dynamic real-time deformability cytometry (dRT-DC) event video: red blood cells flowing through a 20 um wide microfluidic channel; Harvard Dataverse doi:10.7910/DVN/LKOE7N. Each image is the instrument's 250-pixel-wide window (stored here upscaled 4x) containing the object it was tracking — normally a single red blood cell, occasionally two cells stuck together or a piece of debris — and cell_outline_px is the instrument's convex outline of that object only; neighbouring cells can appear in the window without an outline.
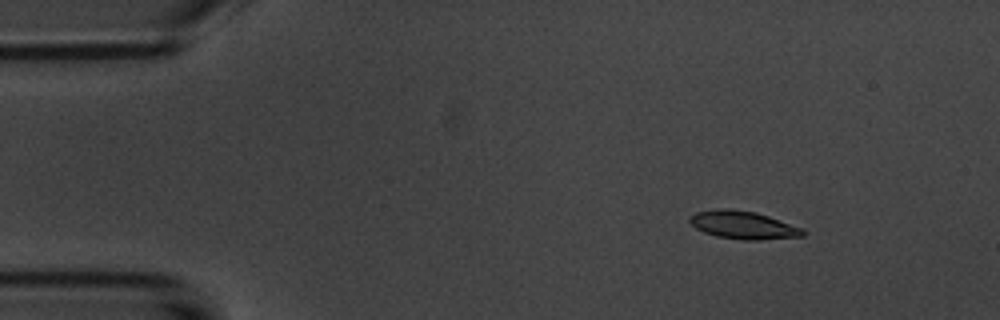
{"species": "common noctule bat (a hibernating species)", "species_latin": "Nyctalus noctula", "temperature_condition": "room temperature", "stored_images_in_passage": 15, "camera_frame_rate_fps": 3000, "um_per_image_px": 0.085, "animal": {"sex": "male", "body_mass_g": 20.1, "forearm_length_mm": 53.5}, "frame": {"image": 1, "passage_image": 6, "time_ms": 1.667, "image_size_px": [1000, 320], "cell_outline_px": [[804, 236], [756, 240], [744, 240], [716, 236], [704, 232], [696, 228], [688, 220], [688, 216], [696, 212], [716, 208], [728, 208], [756, 212], [768, 216], [800, 228], [804, 232]], "centroid_in_image_um": [63.09, 19.11], "position_along_channel_um": 21.9, "area_um2": 18.26}}
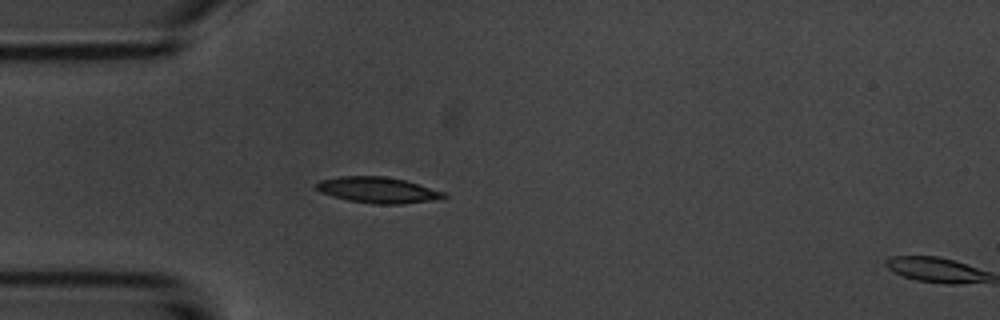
{"frame": {"image": 2, "passage_image": 14, "time_ms": 4.333, "image_size_px": [1000, 320], "cell_outline_px": [[448, 196], [428, 200], [400, 204], [372, 204], [348, 200], [332, 196], [320, 192], [316, 188], [316, 184], [320, 180], [340, 176], [384, 176], [404, 180], [444, 192]], "centroid_in_image_um": [32.05, 16.15], "position_along_channel_um": 53.0, "area_um2": 18.96}}